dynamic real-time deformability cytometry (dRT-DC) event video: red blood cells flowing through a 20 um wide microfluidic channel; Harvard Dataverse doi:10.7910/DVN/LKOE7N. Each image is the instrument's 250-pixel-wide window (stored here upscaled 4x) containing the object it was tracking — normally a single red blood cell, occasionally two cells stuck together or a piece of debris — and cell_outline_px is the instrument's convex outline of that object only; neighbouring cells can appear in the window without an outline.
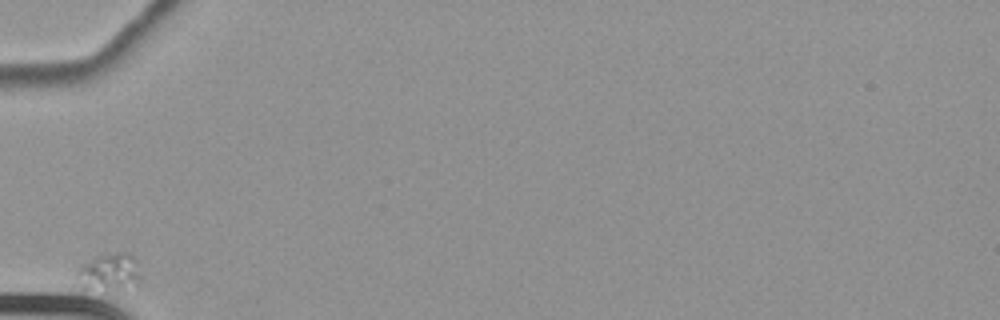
{"species": "common noctule bat (a hibernating species)", "species_latin": "Nyctalus noctula", "temperature_condition": "cold", "stored_images_in_passage": 20, "camera_frame_rate_fps": 3000, "um_per_image_px": 0.085, "animal": {"sex": "female", "body_mass_g": 22.7, "forearm_length_mm": 54.2}, "frame": {"image": 1, "passage_image": 1, "time_ms": 0.0, "image_size_px": [1000, 320], "cell_outline_px": [[140, 276], [136, 284], [120, 288], [80, 288], [76, 276], [76, 272], [80, 264], [104, 252], [128, 252], [136, 260]], "centroid_in_image_um": [9.23, 23.06], "position_along_channel_um": 75.8, "area_um2": 13.81}}